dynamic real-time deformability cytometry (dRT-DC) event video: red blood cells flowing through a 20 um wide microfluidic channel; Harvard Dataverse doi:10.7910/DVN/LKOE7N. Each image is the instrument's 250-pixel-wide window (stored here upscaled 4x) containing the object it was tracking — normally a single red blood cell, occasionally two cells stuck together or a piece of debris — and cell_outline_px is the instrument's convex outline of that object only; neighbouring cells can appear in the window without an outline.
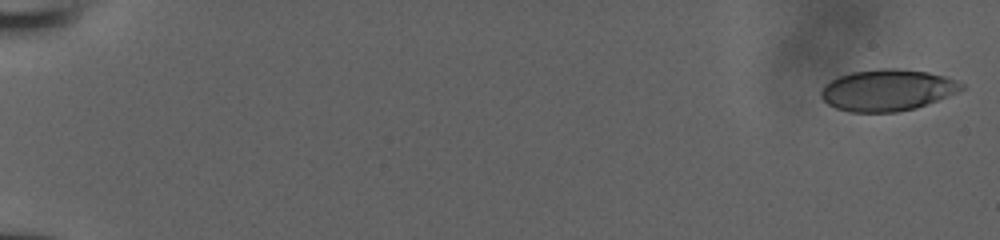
{"species": "human", "species_latin": "Homo sapiens", "temperature_condition": "room temperature", "stored_images_in_passage": 16, "camera_frame_rate_fps": 3000, "um_per_image_px": 0.085, "donor": {"sex": "male"}, "frame": {"image": 1, "passage_image": 1, "time_ms": 0.0, "image_size_px": [1000, 240], "cell_outline_px": [[964, 88], [956, 92], [916, 108], [896, 112], [848, 112], [836, 108], [828, 104], [820, 96], [820, 92], [824, 84], [840, 76], [852, 72], [880, 68], [896, 68], [928, 72], [944, 76], [956, 80], [964, 84]], "centroid_in_image_um": [75.39, 7.66], "position_along_channel_um": 9.6, "area_um2": 33.81}}
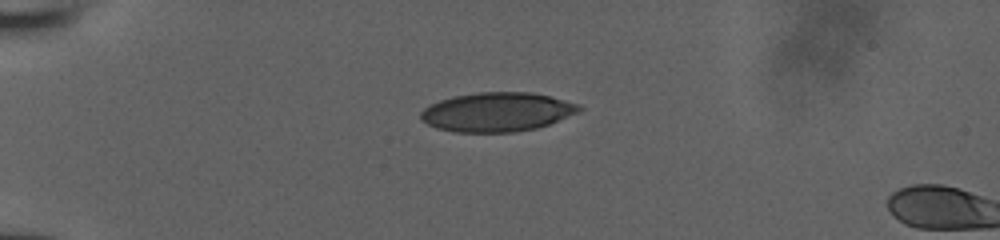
{"frame": {"image": 2, "passage_image": 14, "time_ms": 4.333, "image_size_px": [1000, 240], "cell_outline_px": [[584, 108], [580, 112], [548, 124], [536, 128], [516, 132], [452, 132], [436, 128], [420, 120], [420, 112], [424, 108], [440, 100], [452, 96], [480, 92], [532, 92], [580, 104]], "centroid_in_image_um": [42.25, 9.52], "position_along_channel_um": 42.8, "area_um2": 36.24}}